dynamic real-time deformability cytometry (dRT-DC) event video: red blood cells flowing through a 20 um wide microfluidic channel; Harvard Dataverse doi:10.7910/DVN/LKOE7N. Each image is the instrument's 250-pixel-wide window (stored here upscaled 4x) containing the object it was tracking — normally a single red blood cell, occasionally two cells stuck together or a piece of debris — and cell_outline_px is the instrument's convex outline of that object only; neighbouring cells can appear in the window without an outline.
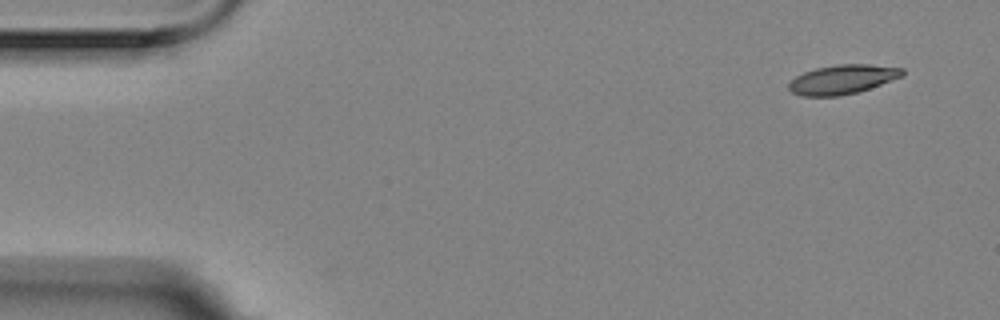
{"species": "Egyptian fruit bat (a non-hibernating species)", "species_latin": "Rousettus aegyptiacus", "temperature_condition": "room temperature", "stored_images_in_passage": 3, "camera_frame_rate_fps": 3000, "um_per_image_px": 0.085, "animal": {"sex": "female"}, "frame": {"image": 1, "passage_image": 1, "time_ms": 0.0, "image_size_px": [1000, 320], "cell_outline_px": [[904, 76], [856, 92], [836, 96], [800, 96], [792, 92], [788, 88], [788, 84], [796, 76], [804, 72], [816, 68], [836, 64], [868, 64], [904, 68]], "centroid_in_image_um": [71.6, 6.74], "position_along_channel_um": 13.4, "area_um2": 19.25}}